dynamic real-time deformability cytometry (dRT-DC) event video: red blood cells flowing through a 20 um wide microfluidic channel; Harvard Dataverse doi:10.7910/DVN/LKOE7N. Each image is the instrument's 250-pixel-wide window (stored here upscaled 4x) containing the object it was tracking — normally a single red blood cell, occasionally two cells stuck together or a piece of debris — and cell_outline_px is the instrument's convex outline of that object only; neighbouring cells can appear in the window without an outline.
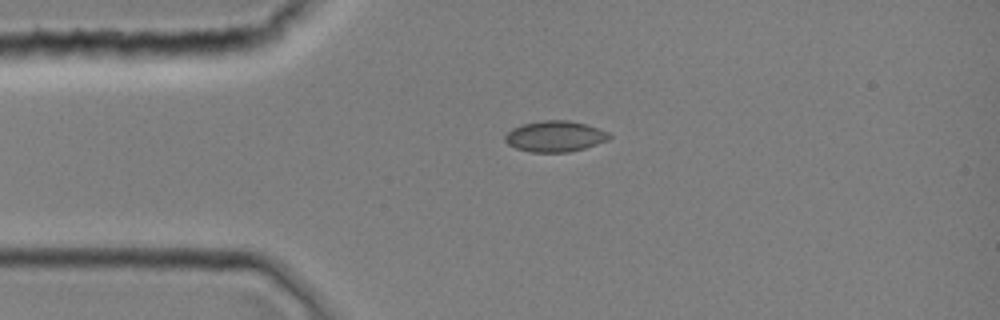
{"species": "common noctule bat (a hibernating species)", "species_latin": "Nyctalus noctula", "temperature_condition": "room temperature", "stored_images_in_passage": 2, "camera_frame_rate_fps": 3000, "um_per_image_px": 0.085, "animal": {"sex": "female", "body_mass_g": 19.0, "forearm_length_mm": 51.5}, "frame": {"image": 1, "passage_image": 1, "time_ms": 0.0, "image_size_px": [1000, 320], "cell_outline_px": [[612, 136], [608, 140], [584, 148], [568, 152], [532, 152], [516, 148], [508, 144], [504, 140], [504, 136], [512, 128], [524, 124], [544, 120], [568, 120], [584, 124], [608, 132]], "centroid_in_image_um": [47.16, 11.59], "position_along_channel_um": 37.8, "area_um2": 18.55}}